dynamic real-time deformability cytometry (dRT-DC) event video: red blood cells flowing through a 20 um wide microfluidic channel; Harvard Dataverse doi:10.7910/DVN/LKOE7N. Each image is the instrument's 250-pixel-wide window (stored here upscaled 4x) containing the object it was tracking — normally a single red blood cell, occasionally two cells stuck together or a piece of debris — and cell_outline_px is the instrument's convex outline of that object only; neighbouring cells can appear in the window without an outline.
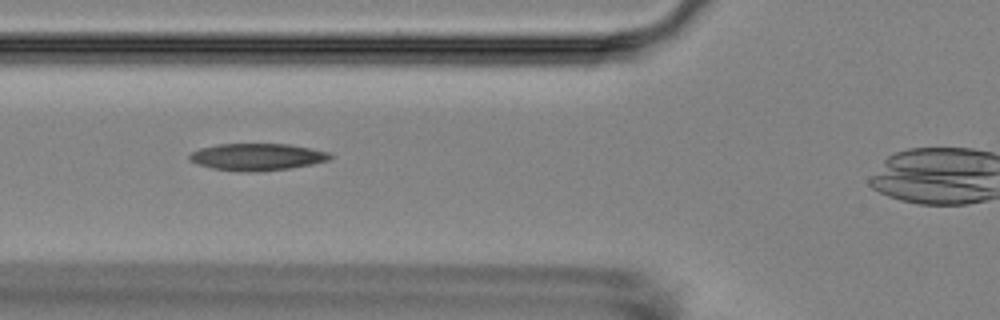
{"species": "Egyptian fruit bat (a non-hibernating species)", "species_latin": "Rousettus aegyptiacus", "temperature_condition": "room temperature", "stored_images_in_passage": 11, "camera_frame_rate_fps": 3000, "um_per_image_px": 0.085, "animal": {"sex": "female"}, "frame": {"image": 1, "passage_image": 3, "time_ms": 3.0, "image_size_px": [1000, 320], "cell_outline_px": [[336, 156], [332, 160], [312, 164], [288, 168], [256, 172], [240, 172], [212, 168], [196, 164], [188, 160], [188, 156], [192, 152], [200, 148], [216, 144], [288, 144], [332, 152]], "centroid_in_image_um": [21.89, 13.34], "position_along_channel_um": 103.9, "area_um2": 22.48}}
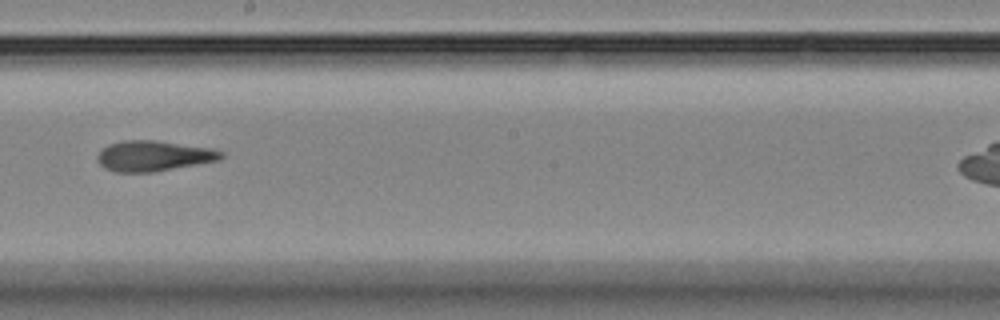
{"frame": {"image": 2, "passage_image": 6, "time_ms": 6.667, "image_size_px": [1000, 320], "cell_outline_px": [[224, 156], [220, 160], [152, 172], [116, 172], [104, 168], [96, 160], [96, 156], [108, 144], [124, 140], [156, 140], [212, 148], [224, 152]], "centroid_in_image_um": [13.06, 13.25], "position_along_channel_um": 235.1, "area_um2": 22.02}}
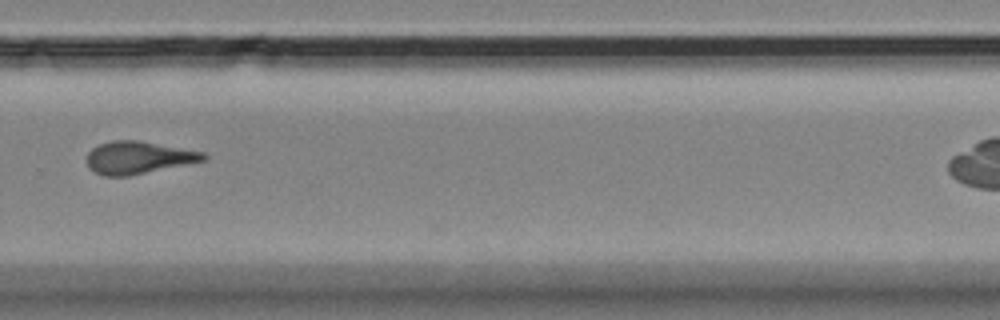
{"frame": {"image": 3, "passage_image": 8, "time_ms": 9.0, "image_size_px": [1000, 320], "cell_outline_px": [[208, 156], [204, 160], [128, 176], [104, 176], [88, 168], [88, 152], [92, 148], [100, 144], [112, 140], [140, 140], [204, 152]], "centroid_in_image_um": [11.74, 13.38], "position_along_channel_um": 318.1, "area_um2": 21.85}}